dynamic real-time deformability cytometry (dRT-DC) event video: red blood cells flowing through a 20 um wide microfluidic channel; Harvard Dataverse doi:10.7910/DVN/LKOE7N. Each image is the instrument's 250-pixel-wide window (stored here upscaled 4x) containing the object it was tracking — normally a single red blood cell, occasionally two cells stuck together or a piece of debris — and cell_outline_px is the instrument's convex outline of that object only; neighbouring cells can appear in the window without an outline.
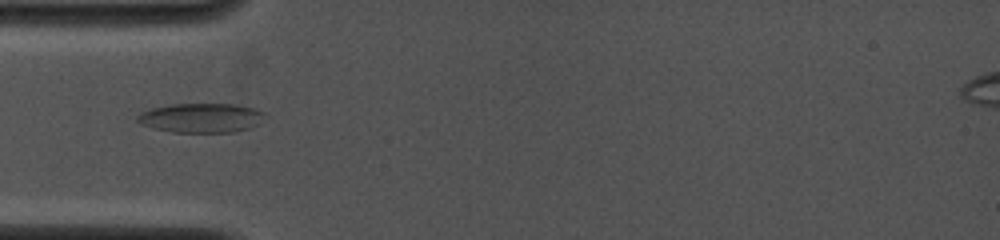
{"species": "common noctule bat (a hibernating species)", "species_latin": "Nyctalus noctula", "temperature_condition": "cold", "stored_images_in_passage": 3, "camera_frame_rate_fps": 4000, "um_per_image_px": 0.085, "animal": {"sex": "female", "body_mass_g": 19.0, "forearm_length_mm": 53.3}, "frame": {"image": 1, "passage_image": 1, "time_ms": 0.0, "image_size_px": [1000, 240], "cell_outline_px": [[264, 116], [260, 124], [248, 128], [232, 132], [172, 132], [152, 128], [136, 120], [136, 116], [140, 112], [152, 108], [172, 104], [236, 104], [252, 108], [264, 112]], "centroid_in_image_um": [17.09, 10.02], "position_along_channel_um": 67.9, "area_um2": 21.73}}
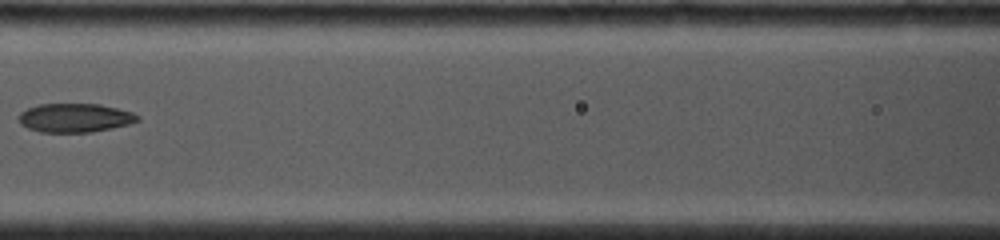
{"frame": {"image": 2, "passage_image": 3, "time_ms": 2.25, "image_size_px": [1000, 240], "cell_outline_px": [[140, 120], [128, 124], [112, 128], [92, 132], [40, 132], [28, 128], [20, 124], [16, 120], [16, 116], [20, 112], [28, 108], [40, 104], [100, 104], [132, 112], [140, 116]], "centroid_in_image_um": [6.33, 10.02], "position_along_channel_um": 160.3, "area_um2": 20.11}}